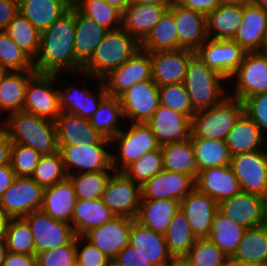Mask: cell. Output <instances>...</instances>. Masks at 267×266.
Returning a JSON list of instances; mask_svg holds the SVG:
<instances>
[{"label":"cell","mask_w":267,"mask_h":266,"mask_svg":"<svg viewBox=\"0 0 267 266\" xmlns=\"http://www.w3.org/2000/svg\"><path fill=\"white\" fill-rule=\"evenodd\" d=\"M74 4L47 29L40 32V48L33 61L37 73L57 74L62 71L81 73L82 66L74 52Z\"/></svg>","instance_id":"1"},{"label":"cell","mask_w":267,"mask_h":266,"mask_svg":"<svg viewBox=\"0 0 267 266\" xmlns=\"http://www.w3.org/2000/svg\"><path fill=\"white\" fill-rule=\"evenodd\" d=\"M12 143L33 148L41 155L58 152L57 129L54 121L27 113L14 112L1 124Z\"/></svg>","instance_id":"2"},{"label":"cell","mask_w":267,"mask_h":266,"mask_svg":"<svg viewBox=\"0 0 267 266\" xmlns=\"http://www.w3.org/2000/svg\"><path fill=\"white\" fill-rule=\"evenodd\" d=\"M223 80L227 79L209 68L197 51L190 50L183 84L195 111L213 107L227 97L220 83Z\"/></svg>","instance_id":"3"},{"label":"cell","mask_w":267,"mask_h":266,"mask_svg":"<svg viewBox=\"0 0 267 266\" xmlns=\"http://www.w3.org/2000/svg\"><path fill=\"white\" fill-rule=\"evenodd\" d=\"M140 50V43L123 27L106 33L81 73L101 80L111 70L121 66Z\"/></svg>","instance_id":"4"},{"label":"cell","mask_w":267,"mask_h":266,"mask_svg":"<svg viewBox=\"0 0 267 266\" xmlns=\"http://www.w3.org/2000/svg\"><path fill=\"white\" fill-rule=\"evenodd\" d=\"M243 113V102L227 96L213 107L196 111L191 119L190 138L226 140Z\"/></svg>","instance_id":"5"},{"label":"cell","mask_w":267,"mask_h":266,"mask_svg":"<svg viewBox=\"0 0 267 266\" xmlns=\"http://www.w3.org/2000/svg\"><path fill=\"white\" fill-rule=\"evenodd\" d=\"M112 142H118L120 149L119 156L115 153L112 154L114 172H123L144 154L161 148L151 128L146 123H132L127 132L121 130L111 139ZM118 163L121 165L119 166Z\"/></svg>","instance_id":"6"},{"label":"cell","mask_w":267,"mask_h":266,"mask_svg":"<svg viewBox=\"0 0 267 266\" xmlns=\"http://www.w3.org/2000/svg\"><path fill=\"white\" fill-rule=\"evenodd\" d=\"M108 144H111V140L104 138L99 144L94 145L87 143L58 145L67 175H70L71 169H75V173L77 171V173H91L103 170L114 172L112 153L105 149Z\"/></svg>","instance_id":"7"},{"label":"cell","mask_w":267,"mask_h":266,"mask_svg":"<svg viewBox=\"0 0 267 266\" xmlns=\"http://www.w3.org/2000/svg\"><path fill=\"white\" fill-rule=\"evenodd\" d=\"M57 74L35 73L27 83L23 111L56 121L60 114L59 90L52 85Z\"/></svg>","instance_id":"8"},{"label":"cell","mask_w":267,"mask_h":266,"mask_svg":"<svg viewBox=\"0 0 267 266\" xmlns=\"http://www.w3.org/2000/svg\"><path fill=\"white\" fill-rule=\"evenodd\" d=\"M23 219L33 235L35 254L67 245L76 237L71 224L56 221L41 210L33 211Z\"/></svg>","instance_id":"9"},{"label":"cell","mask_w":267,"mask_h":266,"mask_svg":"<svg viewBox=\"0 0 267 266\" xmlns=\"http://www.w3.org/2000/svg\"><path fill=\"white\" fill-rule=\"evenodd\" d=\"M102 200L115 216L135 220L141 201V185L123 172H114L102 194Z\"/></svg>","instance_id":"10"},{"label":"cell","mask_w":267,"mask_h":266,"mask_svg":"<svg viewBox=\"0 0 267 266\" xmlns=\"http://www.w3.org/2000/svg\"><path fill=\"white\" fill-rule=\"evenodd\" d=\"M101 80L107 94L115 97H119L137 82L152 80L150 53L140 49L129 60L111 70Z\"/></svg>","instance_id":"11"},{"label":"cell","mask_w":267,"mask_h":266,"mask_svg":"<svg viewBox=\"0 0 267 266\" xmlns=\"http://www.w3.org/2000/svg\"><path fill=\"white\" fill-rule=\"evenodd\" d=\"M237 78L234 95L228 96L244 101L246 98L267 92V55L263 52H246L241 64L231 75Z\"/></svg>","instance_id":"12"},{"label":"cell","mask_w":267,"mask_h":266,"mask_svg":"<svg viewBox=\"0 0 267 266\" xmlns=\"http://www.w3.org/2000/svg\"><path fill=\"white\" fill-rule=\"evenodd\" d=\"M229 165L243 192L262 196L267 190L266 150L233 155Z\"/></svg>","instance_id":"13"},{"label":"cell","mask_w":267,"mask_h":266,"mask_svg":"<svg viewBox=\"0 0 267 266\" xmlns=\"http://www.w3.org/2000/svg\"><path fill=\"white\" fill-rule=\"evenodd\" d=\"M44 188L31 177H15L0 199V206L11 218H23L40 210Z\"/></svg>","instance_id":"14"},{"label":"cell","mask_w":267,"mask_h":266,"mask_svg":"<svg viewBox=\"0 0 267 266\" xmlns=\"http://www.w3.org/2000/svg\"><path fill=\"white\" fill-rule=\"evenodd\" d=\"M125 119L146 123L160 104L159 86L153 80L135 83L119 96Z\"/></svg>","instance_id":"15"},{"label":"cell","mask_w":267,"mask_h":266,"mask_svg":"<svg viewBox=\"0 0 267 266\" xmlns=\"http://www.w3.org/2000/svg\"><path fill=\"white\" fill-rule=\"evenodd\" d=\"M195 188L188 175L162 170L141 185V200L172 199L182 201Z\"/></svg>","instance_id":"16"},{"label":"cell","mask_w":267,"mask_h":266,"mask_svg":"<svg viewBox=\"0 0 267 266\" xmlns=\"http://www.w3.org/2000/svg\"><path fill=\"white\" fill-rule=\"evenodd\" d=\"M134 221L126 216H115L105 224L88 231L84 238L113 261L129 244V234Z\"/></svg>","instance_id":"17"},{"label":"cell","mask_w":267,"mask_h":266,"mask_svg":"<svg viewBox=\"0 0 267 266\" xmlns=\"http://www.w3.org/2000/svg\"><path fill=\"white\" fill-rule=\"evenodd\" d=\"M207 66L226 79L230 78L241 64L246 51L233 40L207 41L197 50Z\"/></svg>","instance_id":"18"},{"label":"cell","mask_w":267,"mask_h":266,"mask_svg":"<svg viewBox=\"0 0 267 266\" xmlns=\"http://www.w3.org/2000/svg\"><path fill=\"white\" fill-rule=\"evenodd\" d=\"M267 37V10L252 2L243 6L242 22L234 38L246 52H262Z\"/></svg>","instance_id":"19"},{"label":"cell","mask_w":267,"mask_h":266,"mask_svg":"<svg viewBox=\"0 0 267 266\" xmlns=\"http://www.w3.org/2000/svg\"><path fill=\"white\" fill-rule=\"evenodd\" d=\"M146 124L160 146L190 138L191 120L186 115L160 104Z\"/></svg>","instance_id":"20"},{"label":"cell","mask_w":267,"mask_h":266,"mask_svg":"<svg viewBox=\"0 0 267 266\" xmlns=\"http://www.w3.org/2000/svg\"><path fill=\"white\" fill-rule=\"evenodd\" d=\"M173 15L177 26L178 49L197 51L208 39L206 16L179 5L175 0Z\"/></svg>","instance_id":"21"},{"label":"cell","mask_w":267,"mask_h":266,"mask_svg":"<svg viewBox=\"0 0 267 266\" xmlns=\"http://www.w3.org/2000/svg\"><path fill=\"white\" fill-rule=\"evenodd\" d=\"M180 209L185 214L196 238H208L213 218L218 211V203L194 188L180 202Z\"/></svg>","instance_id":"22"},{"label":"cell","mask_w":267,"mask_h":266,"mask_svg":"<svg viewBox=\"0 0 267 266\" xmlns=\"http://www.w3.org/2000/svg\"><path fill=\"white\" fill-rule=\"evenodd\" d=\"M218 211L245 228L264 225L261 195L241 191L218 203Z\"/></svg>","instance_id":"23"},{"label":"cell","mask_w":267,"mask_h":266,"mask_svg":"<svg viewBox=\"0 0 267 266\" xmlns=\"http://www.w3.org/2000/svg\"><path fill=\"white\" fill-rule=\"evenodd\" d=\"M152 80L160 86L183 83L190 59L189 49L157 51L150 53Z\"/></svg>","instance_id":"24"},{"label":"cell","mask_w":267,"mask_h":266,"mask_svg":"<svg viewBox=\"0 0 267 266\" xmlns=\"http://www.w3.org/2000/svg\"><path fill=\"white\" fill-rule=\"evenodd\" d=\"M195 188L213 198L217 203L242 191L230 165L198 171Z\"/></svg>","instance_id":"25"},{"label":"cell","mask_w":267,"mask_h":266,"mask_svg":"<svg viewBox=\"0 0 267 266\" xmlns=\"http://www.w3.org/2000/svg\"><path fill=\"white\" fill-rule=\"evenodd\" d=\"M75 188L69 177L44 188L40 210L56 221L71 223L76 203Z\"/></svg>","instance_id":"26"},{"label":"cell","mask_w":267,"mask_h":266,"mask_svg":"<svg viewBox=\"0 0 267 266\" xmlns=\"http://www.w3.org/2000/svg\"><path fill=\"white\" fill-rule=\"evenodd\" d=\"M55 124L58 145H94L105 138L91 126L88 119L65 111L60 112Z\"/></svg>","instance_id":"27"},{"label":"cell","mask_w":267,"mask_h":266,"mask_svg":"<svg viewBox=\"0 0 267 266\" xmlns=\"http://www.w3.org/2000/svg\"><path fill=\"white\" fill-rule=\"evenodd\" d=\"M74 17V52L77 62L83 67L101 44L108 30L83 14L75 5Z\"/></svg>","instance_id":"28"},{"label":"cell","mask_w":267,"mask_h":266,"mask_svg":"<svg viewBox=\"0 0 267 266\" xmlns=\"http://www.w3.org/2000/svg\"><path fill=\"white\" fill-rule=\"evenodd\" d=\"M170 6L130 4L123 12L122 27L141 43Z\"/></svg>","instance_id":"29"},{"label":"cell","mask_w":267,"mask_h":266,"mask_svg":"<svg viewBox=\"0 0 267 266\" xmlns=\"http://www.w3.org/2000/svg\"><path fill=\"white\" fill-rule=\"evenodd\" d=\"M129 244L154 266H162L172 258L164 236L136 221L131 226Z\"/></svg>","instance_id":"30"},{"label":"cell","mask_w":267,"mask_h":266,"mask_svg":"<svg viewBox=\"0 0 267 266\" xmlns=\"http://www.w3.org/2000/svg\"><path fill=\"white\" fill-rule=\"evenodd\" d=\"M179 210L180 201L178 200H141L135 221L163 235Z\"/></svg>","instance_id":"31"},{"label":"cell","mask_w":267,"mask_h":266,"mask_svg":"<svg viewBox=\"0 0 267 266\" xmlns=\"http://www.w3.org/2000/svg\"><path fill=\"white\" fill-rule=\"evenodd\" d=\"M98 82H100V88L97 95H94L93 92L88 89L74 88L73 86H70L65 91L59 90L60 111L79 115L89 120L98 110L101 101L108 95L102 80ZM72 91L76 92L73 93Z\"/></svg>","instance_id":"32"},{"label":"cell","mask_w":267,"mask_h":266,"mask_svg":"<svg viewBox=\"0 0 267 266\" xmlns=\"http://www.w3.org/2000/svg\"><path fill=\"white\" fill-rule=\"evenodd\" d=\"M70 0H18L19 12L40 32L70 7Z\"/></svg>","instance_id":"33"},{"label":"cell","mask_w":267,"mask_h":266,"mask_svg":"<svg viewBox=\"0 0 267 266\" xmlns=\"http://www.w3.org/2000/svg\"><path fill=\"white\" fill-rule=\"evenodd\" d=\"M114 217V213L104 204L102 198L94 200L77 199L71 226L76 236H84L91 229L105 224Z\"/></svg>","instance_id":"34"},{"label":"cell","mask_w":267,"mask_h":266,"mask_svg":"<svg viewBox=\"0 0 267 266\" xmlns=\"http://www.w3.org/2000/svg\"><path fill=\"white\" fill-rule=\"evenodd\" d=\"M242 16L243 5L220 4L206 16L208 38L232 40L241 25Z\"/></svg>","instance_id":"35"},{"label":"cell","mask_w":267,"mask_h":266,"mask_svg":"<svg viewBox=\"0 0 267 266\" xmlns=\"http://www.w3.org/2000/svg\"><path fill=\"white\" fill-rule=\"evenodd\" d=\"M225 141L231 156L261 150L265 143L263 133L245 113L235 122Z\"/></svg>","instance_id":"36"},{"label":"cell","mask_w":267,"mask_h":266,"mask_svg":"<svg viewBox=\"0 0 267 266\" xmlns=\"http://www.w3.org/2000/svg\"><path fill=\"white\" fill-rule=\"evenodd\" d=\"M164 170L197 177L198 169L191 138L161 146Z\"/></svg>","instance_id":"37"},{"label":"cell","mask_w":267,"mask_h":266,"mask_svg":"<svg viewBox=\"0 0 267 266\" xmlns=\"http://www.w3.org/2000/svg\"><path fill=\"white\" fill-rule=\"evenodd\" d=\"M140 49L149 53L178 49V33L173 15V2L140 43Z\"/></svg>","instance_id":"38"},{"label":"cell","mask_w":267,"mask_h":266,"mask_svg":"<svg viewBox=\"0 0 267 266\" xmlns=\"http://www.w3.org/2000/svg\"><path fill=\"white\" fill-rule=\"evenodd\" d=\"M35 73L13 71L0 81V114L2 111H8L9 114L23 111L26 86Z\"/></svg>","instance_id":"39"},{"label":"cell","mask_w":267,"mask_h":266,"mask_svg":"<svg viewBox=\"0 0 267 266\" xmlns=\"http://www.w3.org/2000/svg\"><path fill=\"white\" fill-rule=\"evenodd\" d=\"M231 258L267 266V226L247 228Z\"/></svg>","instance_id":"40"},{"label":"cell","mask_w":267,"mask_h":266,"mask_svg":"<svg viewBox=\"0 0 267 266\" xmlns=\"http://www.w3.org/2000/svg\"><path fill=\"white\" fill-rule=\"evenodd\" d=\"M246 229L217 211L208 238L231 258L237 250Z\"/></svg>","instance_id":"41"},{"label":"cell","mask_w":267,"mask_h":266,"mask_svg":"<svg viewBox=\"0 0 267 266\" xmlns=\"http://www.w3.org/2000/svg\"><path fill=\"white\" fill-rule=\"evenodd\" d=\"M198 171L227 166L231 154L225 140L191 138Z\"/></svg>","instance_id":"42"},{"label":"cell","mask_w":267,"mask_h":266,"mask_svg":"<svg viewBox=\"0 0 267 266\" xmlns=\"http://www.w3.org/2000/svg\"><path fill=\"white\" fill-rule=\"evenodd\" d=\"M163 236L172 257L186 256L197 240L181 209L175 214Z\"/></svg>","instance_id":"43"},{"label":"cell","mask_w":267,"mask_h":266,"mask_svg":"<svg viewBox=\"0 0 267 266\" xmlns=\"http://www.w3.org/2000/svg\"><path fill=\"white\" fill-rule=\"evenodd\" d=\"M120 118L125 119L119 97L107 95L89 121L103 137L111 140L121 131L117 127Z\"/></svg>","instance_id":"44"},{"label":"cell","mask_w":267,"mask_h":266,"mask_svg":"<svg viewBox=\"0 0 267 266\" xmlns=\"http://www.w3.org/2000/svg\"><path fill=\"white\" fill-rule=\"evenodd\" d=\"M3 31L34 61L40 48L38 29L18 11Z\"/></svg>","instance_id":"45"},{"label":"cell","mask_w":267,"mask_h":266,"mask_svg":"<svg viewBox=\"0 0 267 266\" xmlns=\"http://www.w3.org/2000/svg\"><path fill=\"white\" fill-rule=\"evenodd\" d=\"M73 4L83 14L108 31L122 27L123 13L104 0H74Z\"/></svg>","instance_id":"46"},{"label":"cell","mask_w":267,"mask_h":266,"mask_svg":"<svg viewBox=\"0 0 267 266\" xmlns=\"http://www.w3.org/2000/svg\"><path fill=\"white\" fill-rule=\"evenodd\" d=\"M77 174L70 172L68 176L74 185L77 199L94 200L102 198V194L111 177L107 170Z\"/></svg>","instance_id":"47"},{"label":"cell","mask_w":267,"mask_h":266,"mask_svg":"<svg viewBox=\"0 0 267 266\" xmlns=\"http://www.w3.org/2000/svg\"><path fill=\"white\" fill-rule=\"evenodd\" d=\"M7 251L35 254L34 240L28 223L23 218H12L5 236Z\"/></svg>","instance_id":"48"},{"label":"cell","mask_w":267,"mask_h":266,"mask_svg":"<svg viewBox=\"0 0 267 266\" xmlns=\"http://www.w3.org/2000/svg\"><path fill=\"white\" fill-rule=\"evenodd\" d=\"M68 177L60 152L42 155L31 178L43 188L52 186Z\"/></svg>","instance_id":"49"},{"label":"cell","mask_w":267,"mask_h":266,"mask_svg":"<svg viewBox=\"0 0 267 266\" xmlns=\"http://www.w3.org/2000/svg\"><path fill=\"white\" fill-rule=\"evenodd\" d=\"M0 64L9 72L35 71L33 60L0 30Z\"/></svg>","instance_id":"50"},{"label":"cell","mask_w":267,"mask_h":266,"mask_svg":"<svg viewBox=\"0 0 267 266\" xmlns=\"http://www.w3.org/2000/svg\"><path fill=\"white\" fill-rule=\"evenodd\" d=\"M185 257L192 266H225L229 259L209 238L197 239Z\"/></svg>","instance_id":"51"},{"label":"cell","mask_w":267,"mask_h":266,"mask_svg":"<svg viewBox=\"0 0 267 266\" xmlns=\"http://www.w3.org/2000/svg\"><path fill=\"white\" fill-rule=\"evenodd\" d=\"M161 149L148 152L129 165L123 173L134 182L142 185L163 170Z\"/></svg>","instance_id":"52"},{"label":"cell","mask_w":267,"mask_h":266,"mask_svg":"<svg viewBox=\"0 0 267 266\" xmlns=\"http://www.w3.org/2000/svg\"><path fill=\"white\" fill-rule=\"evenodd\" d=\"M160 105L186 115L190 120L196 113L183 83L168 84L159 87Z\"/></svg>","instance_id":"53"},{"label":"cell","mask_w":267,"mask_h":266,"mask_svg":"<svg viewBox=\"0 0 267 266\" xmlns=\"http://www.w3.org/2000/svg\"><path fill=\"white\" fill-rule=\"evenodd\" d=\"M41 154L33 148L12 143L10 165L17 177H31Z\"/></svg>","instance_id":"54"},{"label":"cell","mask_w":267,"mask_h":266,"mask_svg":"<svg viewBox=\"0 0 267 266\" xmlns=\"http://www.w3.org/2000/svg\"><path fill=\"white\" fill-rule=\"evenodd\" d=\"M75 261V238L67 245L36 254V266H72Z\"/></svg>","instance_id":"55"},{"label":"cell","mask_w":267,"mask_h":266,"mask_svg":"<svg viewBox=\"0 0 267 266\" xmlns=\"http://www.w3.org/2000/svg\"><path fill=\"white\" fill-rule=\"evenodd\" d=\"M83 239L84 236L75 237L77 261H79L83 266H112V261L91 242L88 241L81 248L80 241L84 243Z\"/></svg>","instance_id":"56"},{"label":"cell","mask_w":267,"mask_h":266,"mask_svg":"<svg viewBox=\"0 0 267 266\" xmlns=\"http://www.w3.org/2000/svg\"><path fill=\"white\" fill-rule=\"evenodd\" d=\"M243 105L244 113L255 122L260 131L263 133L262 130H267V92L246 98Z\"/></svg>","instance_id":"57"},{"label":"cell","mask_w":267,"mask_h":266,"mask_svg":"<svg viewBox=\"0 0 267 266\" xmlns=\"http://www.w3.org/2000/svg\"><path fill=\"white\" fill-rule=\"evenodd\" d=\"M112 266H154L136 248L126 245L112 261Z\"/></svg>","instance_id":"58"},{"label":"cell","mask_w":267,"mask_h":266,"mask_svg":"<svg viewBox=\"0 0 267 266\" xmlns=\"http://www.w3.org/2000/svg\"><path fill=\"white\" fill-rule=\"evenodd\" d=\"M179 5L195 10L207 16L215 10L221 3L220 0H175Z\"/></svg>","instance_id":"59"},{"label":"cell","mask_w":267,"mask_h":266,"mask_svg":"<svg viewBox=\"0 0 267 266\" xmlns=\"http://www.w3.org/2000/svg\"><path fill=\"white\" fill-rule=\"evenodd\" d=\"M18 11V0H0V30L7 27Z\"/></svg>","instance_id":"60"},{"label":"cell","mask_w":267,"mask_h":266,"mask_svg":"<svg viewBox=\"0 0 267 266\" xmlns=\"http://www.w3.org/2000/svg\"><path fill=\"white\" fill-rule=\"evenodd\" d=\"M2 266H36V255L7 251Z\"/></svg>","instance_id":"61"},{"label":"cell","mask_w":267,"mask_h":266,"mask_svg":"<svg viewBox=\"0 0 267 266\" xmlns=\"http://www.w3.org/2000/svg\"><path fill=\"white\" fill-rule=\"evenodd\" d=\"M12 141L6 130L0 126V167L10 164Z\"/></svg>","instance_id":"62"},{"label":"cell","mask_w":267,"mask_h":266,"mask_svg":"<svg viewBox=\"0 0 267 266\" xmlns=\"http://www.w3.org/2000/svg\"><path fill=\"white\" fill-rule=\"evenodd\" d=\"M15 177V173L10 164L0 167V199L3 196V193L12 184Z\"/></svg>","instance_id":"63"},{"label":"cell","mask_w":267,"mask_h":266,"mask_svg":"<svg viewBox=\"0 0 267 266\" xmlns=\"http://www.w3.org/2000/svg\"><path fill=\"white\" fill-rule=\"evenodd\" d=\"M12 218L7 212L0 206V239H5L9 222Z\"/></svg>","instance_id":"64"},{"label":"cell","mask_w":267,"mask_h":266,"mask_svg":"<svg viewBox=\"0 0 267 266\" xmlns=\"http://www.w3.org/2000/svg\"><path fill=\"white\" fill-rule=\"evenodd\" d=\"M162 266H192L189 260L185 256L172 257L168 262Z\"/></svg>","instance_id":"65"},{"label":"cell","mask_w":267,"mask_h":266,"mask_svg":"<svg viewBox=\"0 0 267 266\" xmlns=\"http://www.w3.org/2000/svg\"><path fill=\"white\" fill-rule=\"evenodd\" d=\"M109 5L117 8L122 13L124 12L125 8L131 4V0H104Z\"/></svg>","instance_id":"66"},{"label":"cell","mask_w":267,"mask_h":266,"mask_svg":"<svg viewBox=\"0 0 267 266\" xmlns=\"http://www.w3.org/2000/svg\"><path fill=\"white\" fill-rule=\"evenodd\" d=\"M173 0H131V4L171 5Z\"/></svg>","instance_id":"67"},{"label":"cell","mask_w":267,"mask_h":266,"mask_svg":"<svg viewBox=\"0 0 267 266\" xmlns=\"http://www.w3.org/2000/svg\"><path fill=\"white\" fill-rule=\"evenodd\" d=\"M225 266H260L254 263H248L246 261L241 260H234L232 258H229L226 262Z\"/></svg>","instance_id":"68"},{"label":"cell","mask_w":267,"mask_h":266,"mask_svg":"<svg viewBox=\"0 0 267 266\" xmlns=\"http://www.w3.org/2000/svg\"><path fill=\"white\" fill-rule=\"evenodd\" d=\"M262 197V206H263V223L267 226V190L264 192Z\"/></svg>","instance_id":"69"},{"label":"cell","mask_w":267,"mask_h":266,"mask_svg":"<svg viewBox=\"0 0 267 266\" xmlns=\"http://www.w3.org/2000/svg\"><path fill=\"white\" fill-rule=\"evenodd\" d=\"M6 252H7L6 242L4 239H0V266L3 265Z\"/></svg>","instance_id":"70"},{"label":"cell","mask_w":267,"mask_h":266,"mask_svg":"<svg viewBox=\"0 0 267 266\" xmlns=\"http://www.w3.org/2000/svg\"><path fill=\"white\" fill-rule=\"evenodd\" d=\"M250 2L251 0H220L221 4L243 5V6Z\"/></svg>","instance_id":"71"},{"label":"cell","mask_w":267,"mask_h":266,"mask_svg":"<svg viewBox=\"0 0 267 266\" xmlns=\"http://www.w3.org/2000/svg\"><path fill=\"white\" fill-rule=\"evenodd\" d=\"M251 2L260 8L267 10V0H251Z\"/></svg>","instance_id":"72"},{"label":"cell","mask_w":267,"mask_h":266,"mask_svg":"<svg viewBox=\"0 0 267 266\" xmlns=\"http://www.w3.org/2000/svg\"><path fill=\"white\" fill-rule=\"evenodd\" d=\"M9 73V71L0 64V81Z\"/></svg>","instance_id":"73"},{"label":"cell","mask_w":267,"mask_h":266,"mask_svg":"<svg viewBox=\"0 0 267 266\" xmlns=\"http://www.w3.org/2000/svg\"><path fill=\"white\" fill-rule=\"evenodd\" d=\"M262 52L267 55V37Z\"/></svg>","instance_id":"74"},{"label":"cell","mask_w":267,"mask_h":266,"mask_svg":"<svg viewBox=\"0 0 267 266\" xmlns=\"http://www.w3.org/2000/svg\"><path fill=\"white\" fill-rule=\"evenodd\" d=\"M72 266H83L79 261H75Z\"/></svg>","instance_id":"75"}]
</instances>
